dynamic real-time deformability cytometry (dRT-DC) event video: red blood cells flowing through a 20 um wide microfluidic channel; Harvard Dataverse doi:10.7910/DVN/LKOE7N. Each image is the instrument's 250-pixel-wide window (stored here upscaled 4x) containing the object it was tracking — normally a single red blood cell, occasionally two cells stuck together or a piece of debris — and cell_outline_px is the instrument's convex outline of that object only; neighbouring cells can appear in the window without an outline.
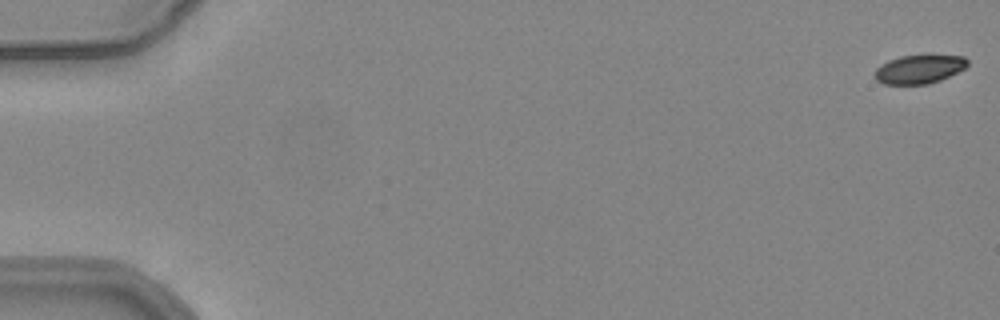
{"species": "common noctule bat (a hibernating species)", "species_latin": "Nyctalus noctula", "temperature_condition": "warm", "stored_images_in_passage": 55, "camera_frame_rate_fps": 3000, "um_per_image_px": 0.085, "animal": {"sex": "female", "body_mass_g": 24.6, "forearm_length_mm": 56.2}, "frame": {"image": 1, "passage_image": 1, "time_ms": 0.0, "image_size_px": [1000, 320], "cell_outline_px": [[968, 64], [964, 68], [940, 80], [928, 84], [884, 84], [876, 80], [876, 68], [880, 64], [888, 60], [900, 56], [928, 52], [964, 56], [968, 60]], "centroid_in_image_um": [78.16, 5.81], "position_along_channel_um": 6.8, "area_um2": 16.13}}
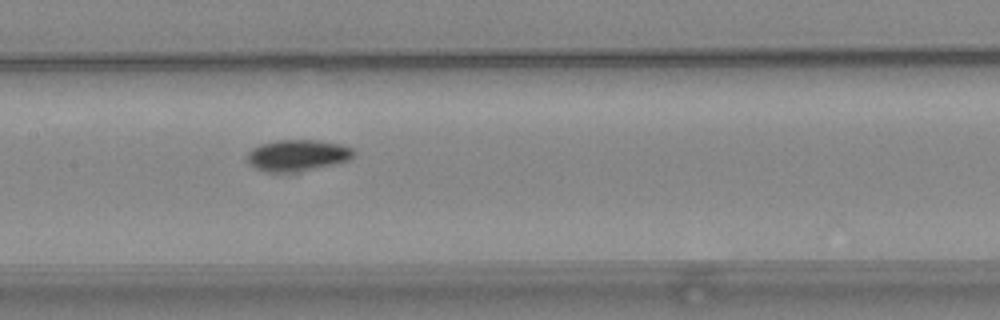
{"frame": {"image": 2, "passage_image": 28, "time_ms": 9.0, "image_size_px": [1000, 320], "cell_outline_px": [[356, 156], [348, 160], [316, 168], [288, 172], [264, 172], [248, 164], [248, 152], [252, 148], [260, 144], [276, 140], [316, 140], [340, 144], [352, 148], [356, 152]], "centroid_in_image_um": [25.28, 13.19], "position_along_channel_um": 182.1, "area_um2": 19.42}}
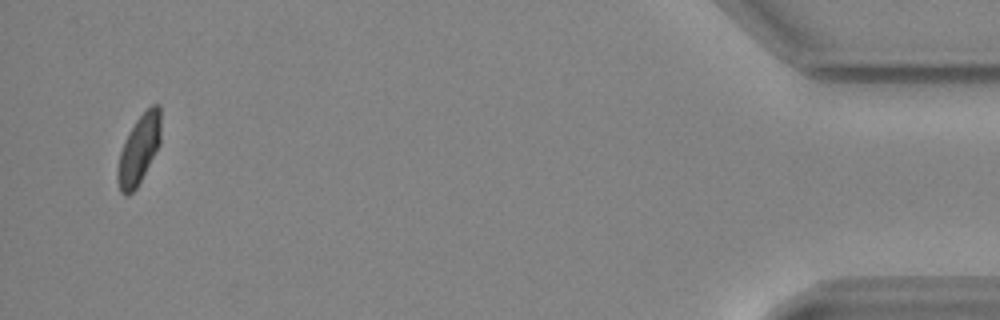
{"frame": {"image": 3, "passage_image": 53, "time_ms": 17.333, "image_size_px": [1000, 320], "cell_outline_px": [[160, 144], [136, 188], [128, 196], [124, 196], [120, 192], [116, 180], [116, 172], [120, 152], [136, 120], [152, 104], [160, 104]], "centroid_in_image_um": [11.8, 12.75], "position_along_channel_um": 423.4, "area_um2": 17.17}, "authors_computed_cell_mechanics": {"area_um2": 17.7446, "velocity_mm_per_s": 3.8621, "shape_relaxation_time_tau1_ms": 4.485, "shape_relaxation_time_tau2_ms": 3.7342, "deformation_change_tau1": 0.138, "deformation_change_tau2": 0.0703}}